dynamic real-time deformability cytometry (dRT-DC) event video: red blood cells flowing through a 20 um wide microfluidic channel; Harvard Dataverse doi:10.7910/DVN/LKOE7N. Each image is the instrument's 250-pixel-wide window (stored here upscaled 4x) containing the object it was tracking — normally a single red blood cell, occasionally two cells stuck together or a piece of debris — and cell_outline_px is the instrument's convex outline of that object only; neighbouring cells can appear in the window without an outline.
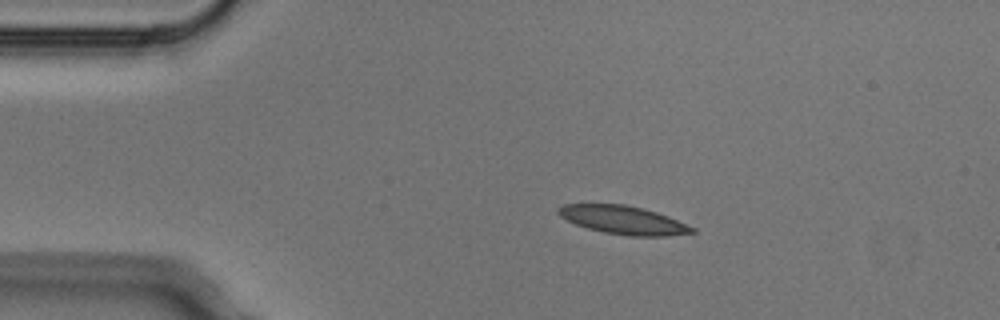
{"species": "Egyptian fruit bat (a non-hibernating species)", "species_latin": "Rousettus aegyptiacus", "temperature_condition": "cold", "stored_images_in_passage": 5, "camera_frame_rate_fps": 3000, "um_per_image_px": 0.085, "animal": {"sex": "male"}, "frame": {"image": 1, "passage_image": 2, "time_ms": 0.333, "image_size_px": [1000, 320], "cell_outline_px": [[696, 232], [668, 236], [628, 236], [604, 232], [588, 228], [576, 224], [560, 216], [556, 212], [556, 208], [564, 204], [624, 204], [644, 208], [668, 216], [696, 228]], "centroid_in_image_um": [52.99, 18.7], "position_along_channel_um": 32.0, "area_um2": 22.14}}
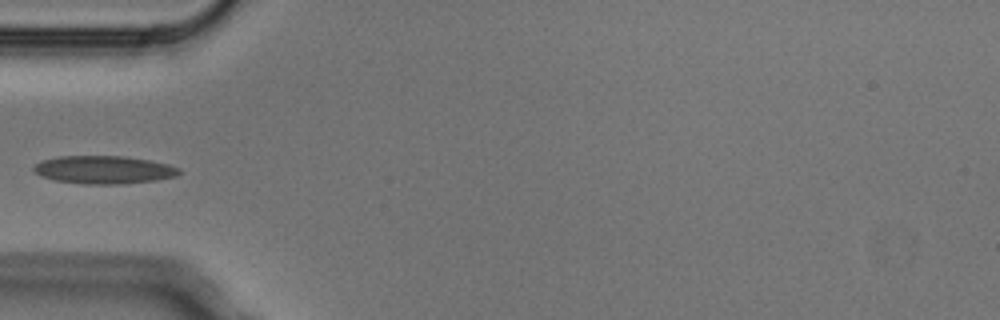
{"frame": {"image": 2, "passage_image": 4, "time_ms": 1.0, "image_size_px": [1000, 320], "cell_outline_px": [[180, 172], [176, 176], [156, 180], [124, 184], [84, 184], [56, 180], [40, 176], [32, 168], [40, 160], [60, 156], [120, 156], [148, 160], [168, 164], [180, 168]], "centroid_in_image_um": [8.81, 14.43], "position_along_channel_um": 76.2, "area_um2": 23.64}}
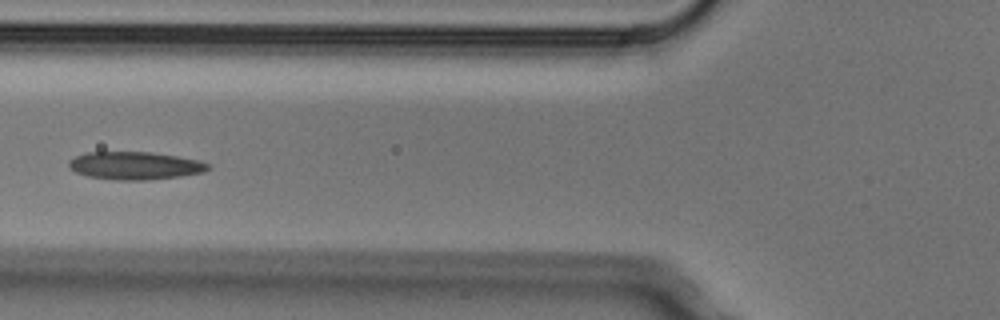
{"frame": {"image": 3, "passage_image": 5, "time_ms": 1.333, "image_size_px": [1000, 320], "cell_outline_px": [[212, 168], [204, 172], [180, 176], [152, 180], [116, 180], [88, 176], [76, 172], [68, 168], [68, 160], [76, 156], [88, 152], [152, 152], [200, 160], [208, 164]], "centroid_in_image_um": [11.48, 14.08], "position_along_channel_um": 114.3, "area_um2": 22.72}}